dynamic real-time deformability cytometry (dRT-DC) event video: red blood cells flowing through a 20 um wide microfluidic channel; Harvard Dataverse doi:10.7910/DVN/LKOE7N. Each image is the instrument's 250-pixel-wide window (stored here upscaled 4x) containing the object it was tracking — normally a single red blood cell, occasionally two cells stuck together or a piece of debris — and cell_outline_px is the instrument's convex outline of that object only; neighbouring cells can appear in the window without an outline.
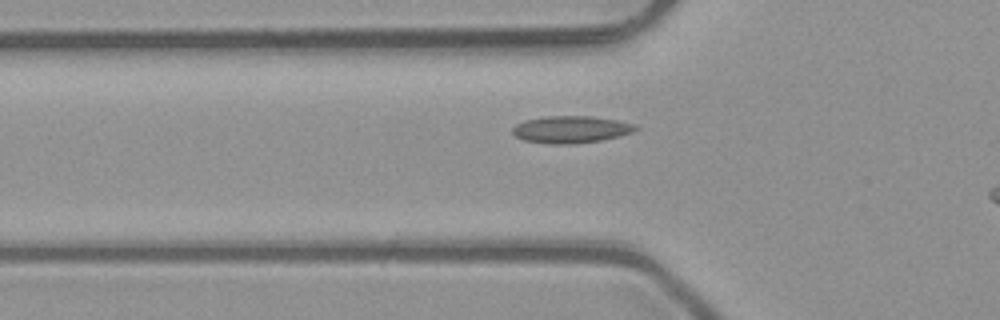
{"species": "common noctule bat (a hibernating species)", "species_latin": "Nyctalus noctula", "temperature_condition": "room temperature", "stored_images_in_passage": 18, "camera_frame_rate_fps": 3000, "um_per_image_px": 0.085, "animal": {"sex": "male", "body_mass_g": 23.1, "forearm_length_mm": 52.7}, "frame": {"image": 1, "passage_image": 18, "time_ms": 5.667, "image_size_px": [1000, 320], "cell_outline_px": [[640, 128], [632, 132], [600, 140], [572, 144], [552, 144], [524, 140], [516, 136], [512, 132], [512, 128], [516, 124], [524, 120], [544, 116], [592, 116], [616, 120], [636, 124]], "centroid_in_image_um": [48.51, 10.99], "position_along_channel_um": 77.3, "area_um2": 19.36}}